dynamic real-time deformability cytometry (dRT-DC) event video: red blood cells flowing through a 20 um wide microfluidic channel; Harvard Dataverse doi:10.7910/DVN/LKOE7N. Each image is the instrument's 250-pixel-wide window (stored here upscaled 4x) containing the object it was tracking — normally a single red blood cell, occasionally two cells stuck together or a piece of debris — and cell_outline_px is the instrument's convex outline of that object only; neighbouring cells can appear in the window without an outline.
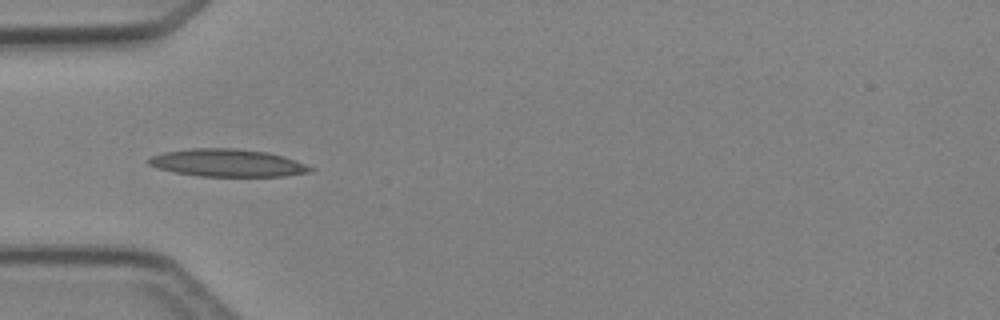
{"species": "Egyptian fruit bat (a non-hibernating species)", "species_latin": "Rousettus aegyptiacus", "temperature_condition": "cold", "stored_images_in_passage": 1, "camera_frame_rate_fps": 3000, "um_per_image_px": 0.085, "animal": {"sex": "female"}, "frame": {"image": 1, "passage_image": 1, "time_ms": 0.0, "image_size_px": [1000, 320], "cell_outline_px": [[316, 168], [312, 172], [284, 176], [200, 176], [176, 172], [160, 168], [148, 164], [148, 160], [152, 156], [164, 152], [188, 148], [232, 148], [268, 152], [284, 156]], "centroid_in_image_um": [19.39, 13.84], "position_along_channel_um": 65.6, "area_um2": 25.89}}